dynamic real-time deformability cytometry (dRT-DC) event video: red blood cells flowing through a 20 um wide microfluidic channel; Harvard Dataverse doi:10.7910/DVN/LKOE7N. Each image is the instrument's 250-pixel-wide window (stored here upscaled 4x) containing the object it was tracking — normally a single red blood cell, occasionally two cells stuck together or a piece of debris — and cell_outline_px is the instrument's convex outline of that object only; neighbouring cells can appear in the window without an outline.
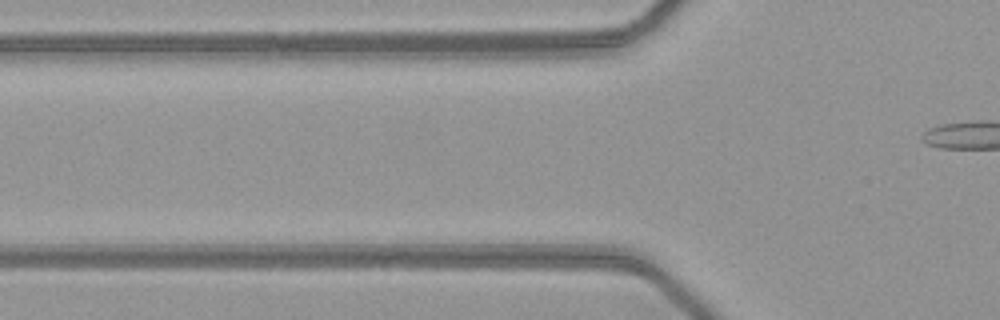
{"species": "common noctule bat (a hibernating species)", "species_latin": "Nyctalus noctula", "temperature_condition": "warm", "stored_images_in_passage": 4, "camera_frame_rate_fps": 3000, "um_per_image_px": 0.085, "animal": {"sex": "female", "body_mass_g": 21.9}, "frame": {"image": 1, "passage_image": 2, "time_ms": 0.333, "image_size_px": [1000, 320], "cell_outline_px": [[592, 268], [584, 272], [500, 272], [436, 268], [428, 264], [476, 256], [580, 256], [592, 264]], "centroid_in_image_um": [44.05, 22.44], "position_along_channel_um": 81.7, "area_um2": 15.84}}